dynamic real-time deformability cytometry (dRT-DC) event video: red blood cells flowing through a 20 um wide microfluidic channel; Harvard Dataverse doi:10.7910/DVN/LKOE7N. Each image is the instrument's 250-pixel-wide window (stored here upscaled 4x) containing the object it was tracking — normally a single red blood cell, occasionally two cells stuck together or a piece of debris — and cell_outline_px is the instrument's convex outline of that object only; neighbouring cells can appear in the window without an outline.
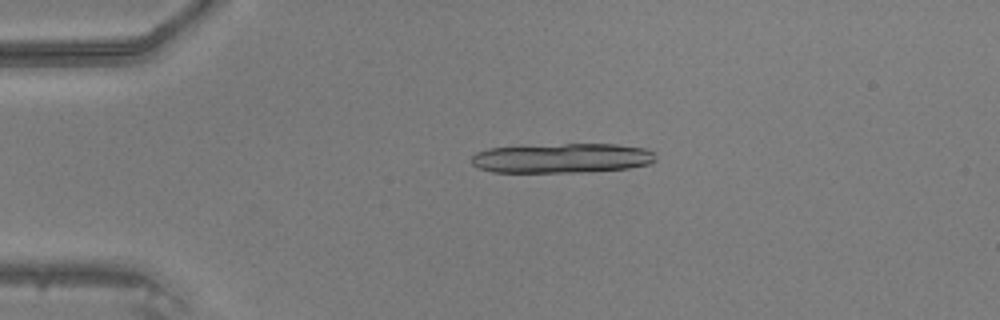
{"species": "common noctule bat (a hibernating species)", "species_latin": "Nyctalus noctula", "temperature_condition": "warm", "stored_images_in_passage": 33, "camera_frame_rate_fps": 3000, "um_per_image_px": 0.085, "animal": {"sex": "male", "body_mass_g": 20.5, "forearm_length_mm": 52.5}, "frame": {"image": 1, "passage_image": 10, "time_ms": 3.0, "image_size_px": [1000, 320], "cell_outline_px": [[656, 160], [648, 164], [628, 168], [588, 172], [492, 172], [480, 168], [472, 164], [472, 156], [476, 152], [488, 148], [564, 144], [616, 144], [644, 148], [652, 152]], "centroid_in_image_um": [47.76, 13.45], "position_along_channel_um": 37.2, "area_um2": 31.67}}
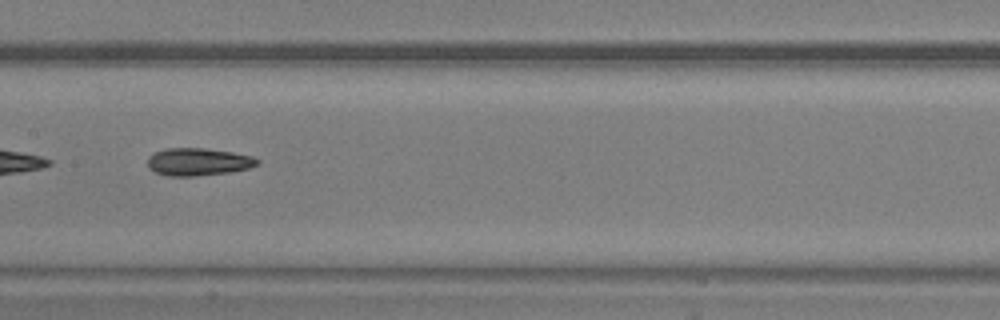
{"frame": {"image": 2, "passage_image": 24, "time_ms": 7.667, "image_size_px": [1000, 320], "cell_outline_px": [[260, 164], [248, 168], [228, 172], [192, 176], [168, 176], [156, 172], [148, 168], [148, 156], [152, 152], [164, 148], [204, 148], [232, 152], [252, 156], [260, 160]], "centroid_in_image_um": [16.82, 13.74], "position_along_channel_um": 190.6, "area_um2": 17.69}}